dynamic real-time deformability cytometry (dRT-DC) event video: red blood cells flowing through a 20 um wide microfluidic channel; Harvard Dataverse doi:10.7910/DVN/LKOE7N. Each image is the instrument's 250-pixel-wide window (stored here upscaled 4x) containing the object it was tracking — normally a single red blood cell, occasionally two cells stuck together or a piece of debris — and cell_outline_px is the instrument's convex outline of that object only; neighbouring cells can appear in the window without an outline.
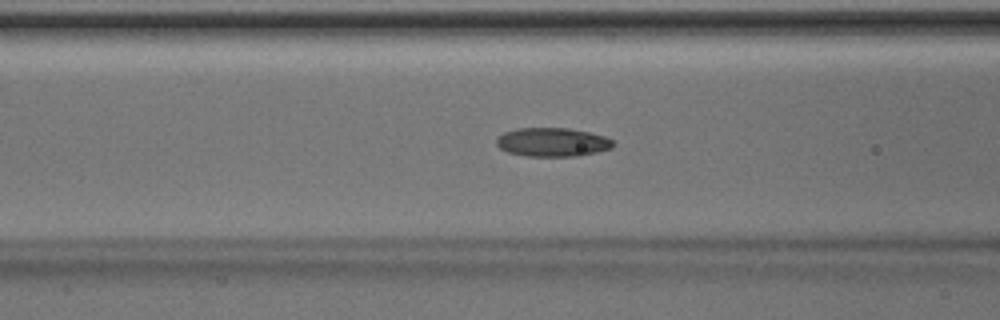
{"species": "Egyptian fruit bat (a non-hibernating species)", "species_latin": "Rousettus aegyptiacus", "temperature_condition": "room temperature", "stored_images_in_passage": 40, "camera_frame_rate_fps": 3000, "um_per_image_px": 0.085, "animal": {"sex": "male"}, "frame": {"image": 1, "passage_image": 20, "time_ms": 6.333, "image_size_px": [1000, 320], "cell_outline_px": [[616, 144], [612, 148], [596, 152], [576, 156], [524, 156], [508, 152], [500, 148], [496, 144], [496, 140], [504, 132], [516, 128], [568, 128], [588, 132], [604, 136], [612, 140]], "centroid_in_image_um": [46.95, 12.08], "position_along_channel_um": 119.6, "area_um2": 19.54}}
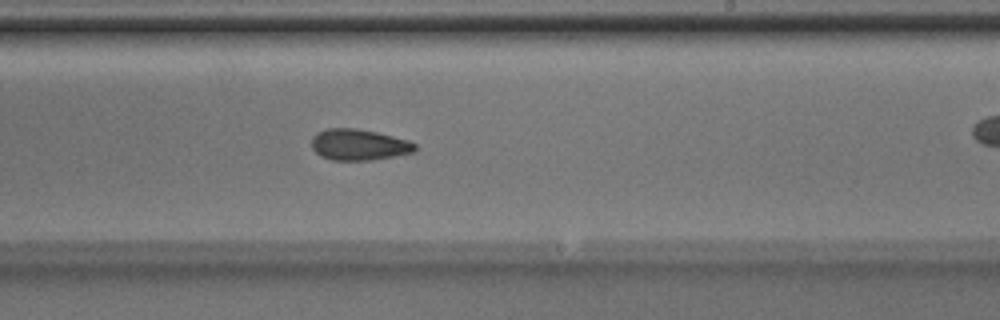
{"frame": {"image": 2, "passage_image": 30, "time_ms": 9.667, "image_size_px": [1000, 320], "cell_outline_px": [[416, 152], [372, 160], [332, 160], [320, 156], [312, 148], [312, 136], [316, 132], [328, 128], [356, 128], [376, 132], [408, 140], [416, 144]], "centroid_in_image_um": [30.49, 12.3], "position_along_channel_um": 258.5, "area_um2": 18.84}}
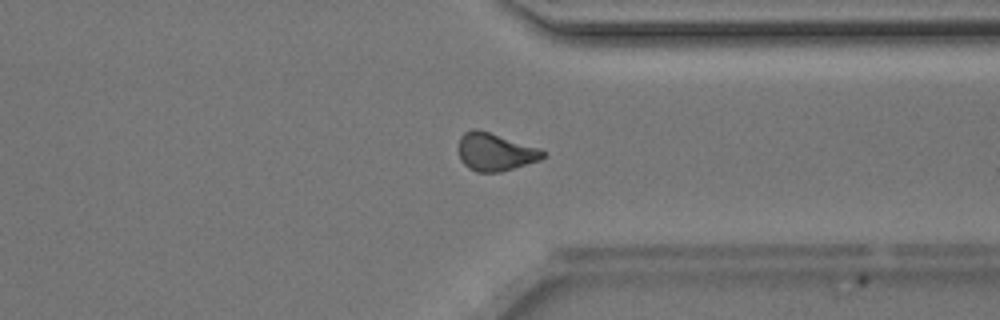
{"frame": {"image": 3, "passage_image": 38, "time_ms": 12.333, "image_size_px": [1000, 320], "cell_outline_px": [[548, 152], [540, 160], [500, 172], [476, 172], [468, 168], [460, 160], [456, 148], [460, 136], [464, 132], [472, 128], [476, 128], [540, 148]], "centroid_in_image_um": [42.04, 12.91], "position_along_channel_um": 369.4, "area_um2": 18.9}}